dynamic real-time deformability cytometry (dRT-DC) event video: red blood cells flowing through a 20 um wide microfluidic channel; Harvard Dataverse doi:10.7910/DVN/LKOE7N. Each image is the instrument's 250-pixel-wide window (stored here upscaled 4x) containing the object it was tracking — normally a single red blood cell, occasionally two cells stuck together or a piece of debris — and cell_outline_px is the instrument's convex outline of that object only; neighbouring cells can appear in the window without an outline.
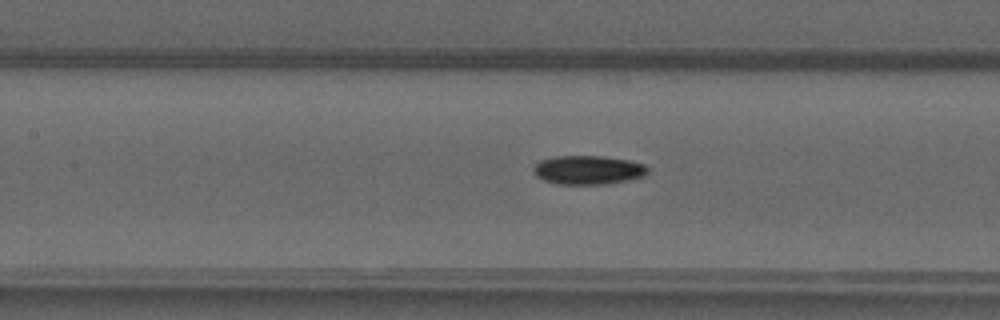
{"species": "common noctule bat (a hibernating species)", "species_latin": "Nyctalus noctula", "temperature_condition": "warm", "stored_images_in_passage": 42, "camera_frame_rate_fps": 3000, "um_per_image_px": 0.085, "animal": {"sex": "male", "forearm_length_mm": 52.5}, "frame": {"image": 1, "passage_image": 16, "time_ms": 5.0, "image_size_px": [1000, 320], "cell_outline_px": [[648, 172], [644, 176], [628, 180], [608, 184], [556, 184], [544, 180], [536, 176], [532, 172], [532, 168], [540, 160], [556, 156], [604, 156], [628, 160], [644, 164], [648, 168]], "centroid_in_image_um": [49.97, 14.45], "position_along_channel_um": 157.4, "area_um2": 19.36}}
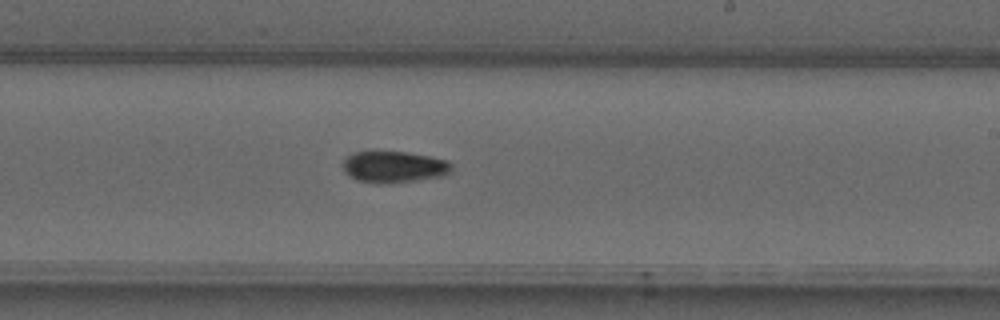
{"frame": {"image": 2, "passage_image": 23, "time_ms": 7.333, "image_size_px": [1000, 320], "cell_outline_px": [[452, 172], [444, 176], [388, 184], [376, 184], [356, 180], [348, 176], [344, 172], [344, 160], [352, 152], [404, 152], [432, 156], [448, 160], [452, 164]], "centroid_in_image_um": [33.52, 14.2], "position_along_channel_um": 255.5, "area_um2": 20.23}}
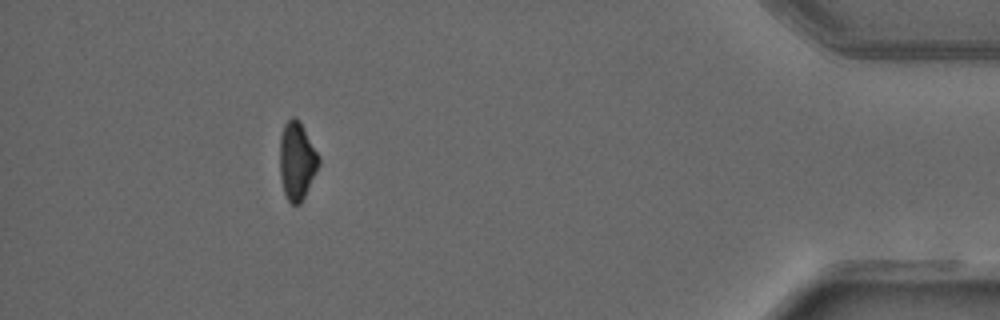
{"frame": {"image": 3, "passage_image": 38, "time_ms": 12.333, "image_size_px": [1000, 320], "cell_outline_px": [[320, 164], [300, 204], [292, 204], [288, 200], [284, 192], [280, 176], [280, 136], [284, 124], [292, 116], [296, 116], [320, 156]], "centroid_in_image_um": [25.23, 13.65], "position_along_channel_um": 410.0, "area_um2": 17.57}}